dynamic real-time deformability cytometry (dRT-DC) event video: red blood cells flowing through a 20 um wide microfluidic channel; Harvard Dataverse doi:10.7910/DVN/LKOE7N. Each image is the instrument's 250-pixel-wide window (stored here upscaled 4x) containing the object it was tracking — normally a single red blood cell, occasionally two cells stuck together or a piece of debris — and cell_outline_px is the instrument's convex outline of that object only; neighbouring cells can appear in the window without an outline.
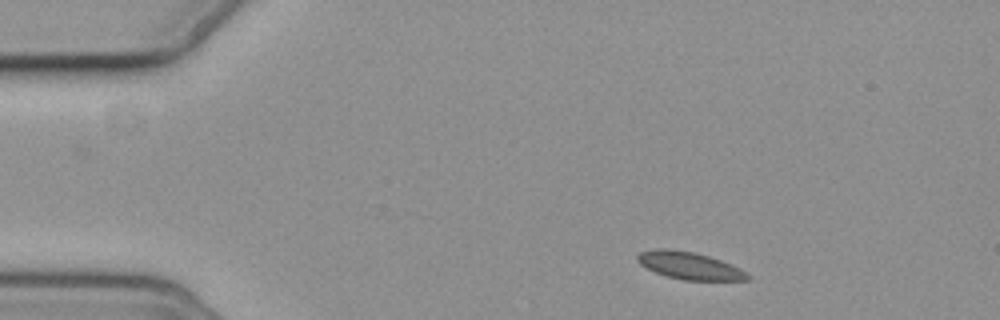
{"species": "common noctule bat (a hibernating species)", "species_latin": "Nyctalus noctula", "temperature_condition": "cold", "stored_images_in_passage": 4, "camera_frame_rate_fps": 3000, "um_per_image_px": 0.085, "animal": {"sex": "female", "body_mass_g": 19.3, "forearm_length_mm": 54.1}, "frame": {"image": 1, "passage_image": 1, "time_ms": 0.0, "image_size_px": [1000, 320], "cell_outline_px": [[752, 276], [748, 280], [684, 280], [668, 276], [644, 268], [636, 260], [636, 256], [640, 252], [656, 248], [672, 248], [696, 252], [732, 264], [740, 268]], "centroid_in_image_um": [58.59, 22.56], "position_along_channel_um": 26.4, "area_um2": 17.74}}
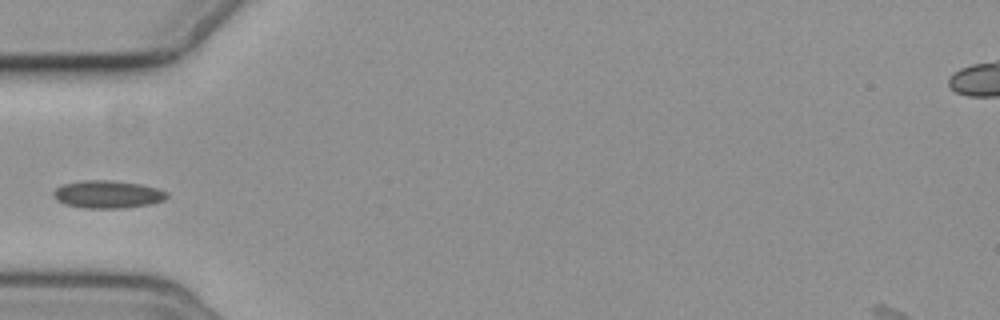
{"frame": {"image": 2, "passage_image": 4, "time_ms": 3.333, "image_size_px": [1000, 320], "cell_outline_px": [[168, 196], [164, 200], [152, 204], [124, 208], [84, 208], [64, 204], [56, 200], [52, 196], [52, 192], [56, 188], [64, 184], [84, 180], [112, 180], [140, 184], [156, 188], [168, 192]], "centroid_in_image_um": [9.14, 16.52], "position_along_channel_um": 75.9, "area_um2": 18.44}}